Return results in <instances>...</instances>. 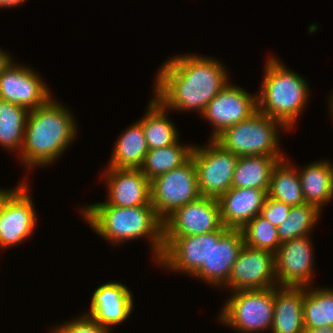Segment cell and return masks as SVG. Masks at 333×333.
<instances>
[{
    "label": "cell",
    "instance_id": "obj_34",
    "mask_svg": "<svg viewBox=\"0 0 333 333\" xmlns=\"http://www.w3.org/2000/svg\"><path fill=\"white\" fill-rule=\"evenodd\" d=\"M27 0H0V9L1 8H14L21 6Z\"/></svg>",
    "mask_w": 333,
    "mask_h": 333
},
{
    "label": "cell",
    "instance_id": "obj_33",
    "mask_svg": "<svg viewBox=\"0 0 333 333\" xmlns=\"http://www.w3.org/2000/svg\"><path fill=\"white\" fill-rule=\"evenodd\" d=\"M12 59L11 54H9L8 51L5 52V50L0 47V74Z\"/></svg>",
    "mask_w": 333,
    "mask_h": 333
},
{
    "label": "cell",
    "instance_id": "obj_29",
    "mask_svg": "<svg viewBox=\"0 0 333 333\" xmlns=\"http://www.w3.org/2000/svg\"><path fill=\"white\" fill-rule=\"evenodd\" d=\"M320 214L321 210L314 204L292 206L285 221L277 227L280 243L312 235V230L319 223Z\"/></svg>",
    "mask_w": 333,
    "mask_h": 333
},
{
    "label": "cell",
    "instance_id": "obj_37",
    "mask_svg": "<svg viewBox=\"0 0 333 333\" xmlns=\"http://www.w3.org/2000/svg\"><path fill=\"white\" fill-rule=\"evenodd\" d=\"M328 110H329V114L331 115V119L333 120V92L332 94L330 93V96H329V100H328Z\"/></svg>",
    "mask_w": 333,
    "mask_h": 333
},
{
    "label": "cell",
    "instance_id": "obj_10",
    "mask_svg": "<svg viewBox=\"0 0 333 333\" xmlns=\"http://www.w3.org/2000/svg\"><path fill=\"white\" fill-rule=\"evenodd\" d=\"M256 112L257 95L229 81L207 104L201 117L213 126L210 139L214 140L226 128L249 119Z\"/></svg>",
    "mask_w": 333,
    "mask_h": 333
},
{
    "label": "cell",
    "instance_id": "obj_21",
    "mask_svg": "<svg viewBox=\"0 0 333 333\" xmlns=\"http://www.w3.org/2000/svg\"><path fill=\"white\" fill-rule=\"evenodd\" d=\"M305 203L314 204L321 211L333 201V163L315 160L298 169Z\"/></svg>",
    "mask_w": 333,
    "mask_h": 333
},
{
    "label": "cell",
    "instance_id": "obj_24",
    "mask_svg": "<svg viewBox=\"0 0 333 333\" xmlns=\"http://www.w3.org/2000/svg\"><path fill=\"white\" fill-rule=\"evenodd\" d=\"M284 158L286 157L266 155L239 157L235 166L232 188L269 190L272 171Z\"/></svg>",
    "mask_w": 333,
    "mask_h": 333
},
{
    "label": "cell",
    "instance_id": "obj_35",
    "mask_svg": "<svg viewBox=\"0 0 333 333\" xmlns=\"http://www.w3.org/2000/svg\"><path fill=\"white\" fill-rule=\"evenodd\" d=\"M305 333H333V327H316L311 329H305Z\"/></svg>",
    "mask_w": 333,
    "mask_h": 333
},
{
    "label": "cell",
    "instance_id": "obj_36",
    "mask_svg": "<svg viewBox=\"0 0 333 333\" xmlns=\"http://www.w3.org/2000/svg\"><path fill=\"white\" fill-rule=\"evenodd\" d=\"M16 187H12L11 189H1L0 188V209L5 201V198L15 189Z\"/></svg>",
    "mask_w": 333,
    "mask_h": 333
},
{
    "label": "cell",
    "instance_id": "obj_9",
    "mask_svg": "<svg viewBox=\"0 0 333 333\" xmlns=\"http://www.w3.org/2000/svg\"><path fill=\"white\" fill-rule=\"evenodd\" d=\"M29 182H18L0 209V249H8L27 241L37 228V212Z\"/></svg>",
    "mask_w": 333,
    "mask_h": 333
},
{
    "label": "cell",
    "instance_id": "obj_4",
    "mask_svg": "<svg viewBox=\"0 0 333 333\" xmlns=\"http://www.w3.org/2000/svg\"><path fill=\"white\" fill-rule=\"evenodd\" d=\"M264 69L261 89L256 93L257 111L290 131L306 109L310 96L308 81L274 56L268 57Z\"/></svg>",
    "mask_w": 333,
    "mask_h": 333
},
{
    "label": "cell",
    "instance_id": "obj_25",
    "mask_svg": "<svg viewBox=\"0 0 333 333\" xmlns=\"http://www.w3.org/2000/svg\"><path fill=\"white\" fill-rule=\"evenodd\" d=\"M291 160L284 158L274 167L268 197L284 202L290 206H299L305 203L297 167Z\"/></svg>",
    "mask_w": 333,
    "mask_h": 333
},
{
    "label": "cell",
    "instance_id": "obj_8",
    "mask_svg": "<svg viewBox=\"0 0 333 333\" xmlns=\"http://www.w3.org/2000/svg\"><path fill=\"white\" fill-rule=\"evenodd\" d=\"M150 189L151 204L162 221L178 208L200 198L193 158L151 180Z\"/></svg>",
    "mask_w": 333,
    "mask_h": 333
},
{
    "label": "cell",
    "instance_id": "obj_5",
    "mask_svg": "<svg viewBox=\"0 0 333 333\" xmlns=\"http://www.w3.org/2000/svg\"><path fill=\"white\" fill-rule=\"evenodd\" d=\"M281 131L288 130L279 121L257 111L249 119L226 128L214 140L238 157L254 155L287 157V154H283L280 150Z\"/></svg>",
    "mask_w": 333,
    "mask_h": 333
},
{
    "label": "cell",
    "instance_id": "obj_12",
    "mask_svg": "<svg viewBox=\"0 0 333 333\" xmlns=\"http://www.w3.org/2000/svg\"><path fill=\"white\" fill-rule=\"evenodd\" d=\"M276 286L278 282L275 274V254L244 245L232 266L229 280L223 287L233 292Z\"/></svg>",
    "mask_w": 333,
    "mask_h": 333
},
{
    "label": "cell",
    "instance_id": "obj_26",
    "mask_svg": "<svg viewBox=\"0 0 333 333\" xmlns=\"http://www.w3.org/2000/svg\"><path fill=\"white\" fill-rule=\"evenodd\" d=\"M303 322L305 329L333 327V289L305 287L303 295Z\"/></svg>",
    "mask_w": 333,
    "mask_h": 333
},
{
    "label": "cell",
    "instance_id": "obj_18",
    "mask_svg": "<svg viewBox=\"0 0 333 333\" xmlns=\"http://www.w3.org/2000/svg\"><path fill=\"white\" fill-rule=\"evenodd\" d=\"M107 205L131 208L151 204L150 180L140 169L106 167Z\"/></svg>",
    "mask_w": 333,
    "mask_h": 333
},
{
    "label": "cell",
    "instance_id": "obj_23",
    "mask_svg": "<svg viewBox=\"0 0 333 333\" xmlns=\"http://www.w3.org/2000/svg\"><path fill=\"white\" fill-rule=\"evenodd\" d=\"M148 150L142 125L136 121L118 136L107 167L140 169Z\"/></svg>",
    "mask_w": 333,
    "mask_h": 333
},
{
    "label": "cell",
    "instance_id": "obj_20",
    "mask_svg": "<svg viewBox=\"0 0 333 333\" xmlns=\"http://www.w3.org/2000/svg\"><path fill=\"white\" fill-rule=\"evenodd\" d=\"M305 287H274V313L271 333H305L303 295Z\"/></svg>",
    "mask_w": 333,
    "mask_h": 333
},
{
    "label": "cell",
    "instance_id": "obj_22",
    "mask_svg": "<svg viewBox=\"0 0 333 333\" xmlns=\"http://www.w3.org/2000/svg\"><path fill=\"white\" fill-rule=\"evenodd\" d=\"M146 114L139 119L149 150L159 149L177 143L180 138L177 126L169 119L168 110L154 97L149 100Z\"/></svg>",
    "mask_w": 333,
    "mask_h": 333
},
{
    "label": "cell",
    "instance_id": "obj_13",
    "mask_svg": "<svg viewBox=\"0 0 333 333\" xmlns=\"http://www.w3.org/2000/svg\"><path fill=\"white\" fill-rule=\"evenodd\" d=\"M311 238L309 235L280 244L275 253V274L278 286L312 285L315 261Z\"/></svg>",
    "mask_w": 333,
    "mask_h": 333
},
{
    "label": "cell",
    "instance_id": "obj_15",
    "mask_svg": "<svg viewBox=\"0 0 333 333\" xmlns=\"http://www.w3.org/2000/svg\"><path fill=\"white\" fill-rule=\"evenodd\" d=\"M244 237L240 229H228L222 226L211 232V253L207 262L193 275L197 280L223 287L229 280L232 266L244 246Z\"/></svg>",
    "mask_w": 333,
    "mask_h": 333
},
{
    "label": "cell",
    "instance_id": "obj_3",
    "mask_svg": "<svg viewBox=\"0 0 333 333\" xmlns=\"http://www.w3.org/2000/svg\"><path fill=\"white\" fill-rule=\"evenodd\" d=\"M80 214L97 235L113 246L145 237L151 243L154 262L160 258L164 248L163 221L152 205L124 208L95 202L80 208Z\"/></svg>",
    "mask_w": 333,
    "mask_h": 333
},
{
    "label": "cell",
    "instance_id": "obj_16",
    "mask_svg": "<svg viewBox=\"0 0 333 333\" xmlns=\"http://www.w3.org/2000/svg\"><path fill=\"white\" fill-rule=\"evenodd\" d=\"M164 248L158 261L167 271L192 277L207 262L211 253V232L185 237H163Z\"/></svg>",
    "mask_w": 333,
    "mask_h": 333
},
{
    "label": "cell",
    "instance_id": "obj_27",
    "mask_svg": "<svg viewBox=\"0 0 333 333\" xmlns=\"http://www.w3.org/2000/svg\"><path fill=\"white\" fill-rule=\"evenodd\" d=\"M193 146L179 140L167 147L148 150L140 170L151 181L184 164L191 157Z\"/></svg>",
    "mask_w": 333,
    "mask_h": 333
},
{
    "label": "cell",
    "instance_id": "obj_31",
    "mask_svg": "<svg viewBox=\"0 0 333 333\" xmlns=\"http://www.w3.org/2000/svg\"><path fill=\"white\" fill-rule=\"evenodd\" d=\"M50 327L51 333H112V331L100 326L88 316L81 314L76 318L65 321L61 325Z\"/></svg>",
    "mask_w": 333,
    "mask_h": 333
},
{
    "label": "cell",
    "instance_id": "obj_6",
    "mask_svg": "<svg viewBox=\"0 0 333 333\" xmlns=\"http://www.w3.org/2000/svg\"><path fill=\"white\" fill-rule=\"evenodd\" d=\"M219 312L217 320L240 333L270 331L274 313V287L233 291Z\"/></svg>",
    "mask_w": 333,
    "mask_h": 333
},
{
    "label": "cell",
    "instance_id": "obj_2",
    "mask_svg": "<svg viewBox=\"0 0 333 333\" xmlns=\"http://www.w3.org/2000/svg\"><path fill=\"white\" fill-rule=\"evenodd\" d=\"M76 122L68 107L53 96L44 105L30 110L19 154L24 168L31 170L56 163L76 140L79 133Z\"/></svg>",
    "mask_w": 333,
    "mask_h": 333
},
{
    "label": "cell",
    "instance_id": "obj_1",
    "mask_svg": "<svg viewBox=\"0 0 333 333\" xmlns=\"http://www.w3.org/2000/svg\"><path fill=\"white\" fill-rule=\"evenodd\" d=\"M201 55L168 57L158 69L152 96L169 112L195 110L201 115L229 82L230 73L221 60Z\"/></svg>",
    "mask_w": 333,
    "mask_h": 333
},
{
    "label": "cell",
    "instance_id": "obj_14",
    "mask_svg": "<svg viewBox=\"0 0 333 333\" xmlns=\"http://www.w3.org/2000/svg\"><path fill=\"white\" fill-rule=\"evenodd\" d=\"M217 199L200 197L175 210L163 221V237H185L222 227Z\"/></svg>",
    "mask_w": 333,
    "mask_h": 333
},
{
    "label": "cell",
    "instance_id": "obj_32",
    "mask_svg": "<svg viewBox=\"0 0 333 333\" xmlns=\"http://www.w3.org/2000/svg\"><path fill=\"white\" fill-rule=\"evenodd\" d=\"M291 207L292 206L285 204L284 202L267 196L260 215L275 227H278L287 218Z\"/></svg>",
    "mask_w": 333,
    "mask_h": 333
},
{
    "label": "cell",
    "instance_id": "obj_19",
    "mask_svg": "<svg viewBox=\"0 0 333 333\" xmlns=\"http://www.w3.org/2000/svg\"><path fill=\"white\" fill-rule=\"evenodd\" d=\"M268 190L255 188H231L219 199L222 225L228 229H242L260 214Z\"/></svg>",
    "mask_w": 333,
    "mask_h": 333
},
{
    "label": "cell",
    "instance_id": "obj_11",
    "mask_svg": "<svg viewBox=\"0 0 333 333\" xmlns=\"http://www.w3.org/2000/svg\"><path fill=\"white\" fill-rule=\"evenodd\" d=\"M46 85L33 68L12 59L0 74V99L34 110L53 96Z\"/></svg>",
    "mask_w": 333,
    "mask_h": 333
},
{
    "label": "cell",
    "instance_id": "obj_17",
    "mask_svg": "<svg viewBox=\"0 0 333 333\" xmlns=\"http://www.w3.org/2000/svg\"><path fill=\"white\" fill-rule=\"evenodd\" d=\"M134 295L127 285L110 281L97 287L90 307L83 314L108 330L127 320L133 312Z\"/></svg>",
    "mask_w": 333,
    "mask_h": 333
},
{
    "label": "cell",
    "instance_id": "obj_7",
    "mask_svg": "<svg viewBox=\"0 0 333 333\" xmlns=\"http://www.w3.org/2000/svg\"><path fill=\"white\" fill-rule=\"evenodd\" d=\"M204 146L194 145L191 157L196 168L201 197L219 199L232 188L238 156L224 149L215 140Z\"/></svg>",
    "mask_w": 333,
    "mask_h": 333
},
{
    "label": "cell",
    "instance_id": "obj_30",
    "mask_svg": "<svg viewBox=\"0 0 333 333\" xmlns=\"http://www.w3.org/2000/svg\"><path fill=\"white\" fill-rule=\"evenodd\" d=\"M244 244L253 249L267 250L275 254L280 246L278 229L260 214L242 229Z\"/></svg>",
    "mask_w": 333,
    "mask_h": 333
},
{
    "label": "cell",
    "instance_id": "obj_28",
    "mask_svg": "<svg viewBox=\"0 0 333 333\" xmlns=\"http://www.w3.org/2000/svg\"><path fill=\"white\" fill-rule=\"evenodd\" d=\"M29 110L0 99V146L8 152L20 151Z\"/></svg>",
    "mask_w": 333,
    "mask_h": 333
}]
</instances>
